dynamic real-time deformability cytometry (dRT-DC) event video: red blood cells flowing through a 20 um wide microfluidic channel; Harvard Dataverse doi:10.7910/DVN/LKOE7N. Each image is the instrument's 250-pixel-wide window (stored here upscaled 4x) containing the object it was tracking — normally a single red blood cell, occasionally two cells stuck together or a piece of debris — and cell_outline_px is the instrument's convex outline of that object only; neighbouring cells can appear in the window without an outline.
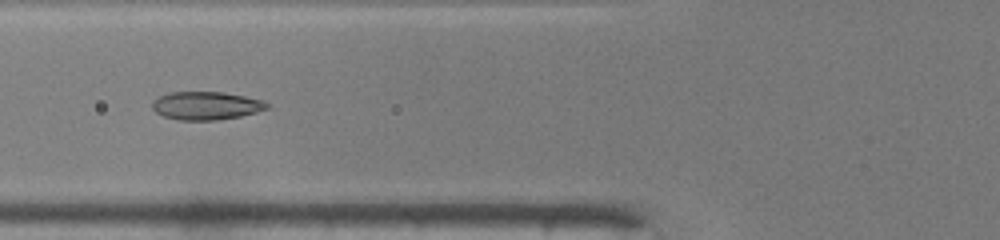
{"species": "common noctule bat (a hibernating species)", "species_latin": "Nyctalus noctula", "temperature_condition": "warm", "stored_images_in_passage": 37, "camera_frame_rate_fps": 3000, "um_per_image_px": 0.085, "animal": {"sex": "male", "body_mass_g": 19.0, "forearm_length_mm": 50.8}, "frame": {"image": 1, "passage_image": 8, "time_ms": 2.333, "image_size_px": [1000, 240], "cell_outline_px": [[268, 108], [256, 112], [240, 116], [216, 120], [180, 120], [164, 116], [156, 112], [152, 108], [152, 100], [160, 96], [172, 92], [224, 92], [244, 96], [260, 100], [268, 104]], "centroid_in_image_um": [17.49, 8.98], "position_along_channel_um": 108.3, "area_um2": 18.61}}
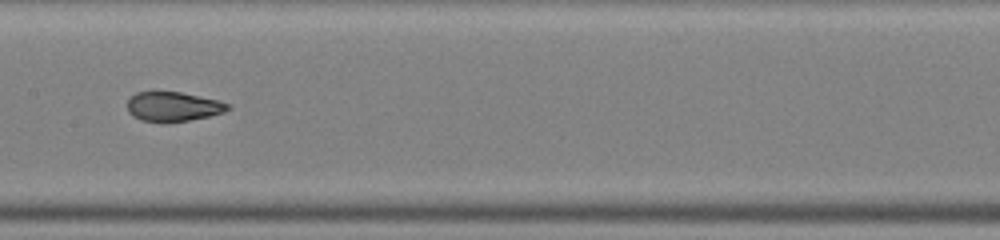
{"frame": {"image": 2, "passage_image": 14, "time_ms": 4.333, "image_size_px": [1000, 240], "cell_outline_px": [[232, 108], [224, 112], [208, 116], [188, 120], [140, 120], [132, 116], [128, 112], [128, 100], [136, 92], [180, 92], [216, 100], [228, 104]], "centroid_in_image_um": [14.71, 9.04], "position_along_channel_um": 192.7, "area_um2": 16.65}}
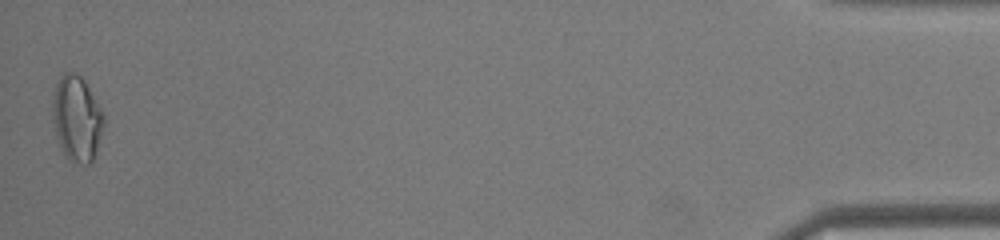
{"frame": {"image": 3, "passage_image": 37, "time_ms": 12.0, "image_size_px": [1000, 240], "cell_outline_px": [[104, 124], [92, 160], [88, 164], [80, 164], [68, 160], [64, 156], [56, 136], [52, 108], [52, 100], [56, 84], [60, 76], [64, 72], [76, 72], [84, 80], [104, 116]], "centroid_in_image_um": [6.5, 10.07], "position_along_channel_um": 428.7, "area_um2": 25.14}}